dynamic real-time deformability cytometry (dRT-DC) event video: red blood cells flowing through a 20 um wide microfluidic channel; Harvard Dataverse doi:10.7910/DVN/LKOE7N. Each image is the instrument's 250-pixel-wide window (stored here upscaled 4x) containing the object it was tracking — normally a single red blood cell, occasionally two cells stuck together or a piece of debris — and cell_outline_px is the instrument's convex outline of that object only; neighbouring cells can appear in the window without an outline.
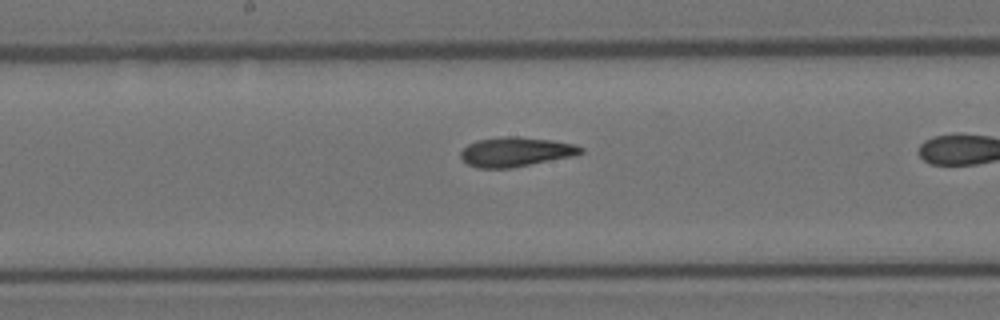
{"species": "Egyptian fruit bat (a non-hibernating species)", "species_latin": "Rousettus aegyptiacus", "temperature_condition": "room temperature", "stored_images_in_passage": 36, "camera_frame_rate_fps": 3000, "um_per_image_px": 0.085, "animal": {"sex": "female"}, "frame": {"image": 1, "passage_image": 25, "time_ms": 8.0, "image_size_px": [1000, 320], "cell_outline_px": [[584, 152], [576, 156], [512, 168], [476, 168], [468, 164], [460, 156], [460, 152], [468, 144], [476, 140], [504, 136], [520, 136], [552, 140], [576, 144], [584, 148]], "centroid_in_image_um": [43.89, 12.9], "position_along_channel_um": 204.3, "area_um2": 20.98}}
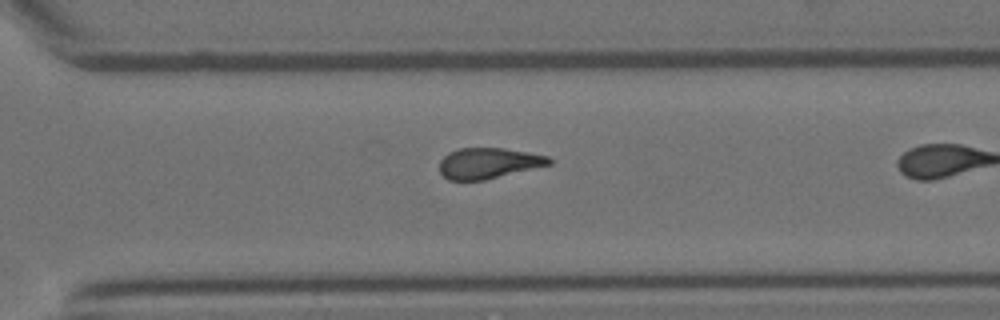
{"frame": {"image": 2, "passage_image": 35, "time_ms": 11.333, "image_size_px": [1000, 320], "cell_outline_px": [[552, 164], [484, 180], [448, 180], [440, 172], [440, 160], [448, 152], [460, 148], [504, 148], [528, 152], [548, 156], [552, 160]], "centroid_in_image_um": [41.52, 13.86], "position_along_channel_um": 329.1, "area_um2": 19.59}}